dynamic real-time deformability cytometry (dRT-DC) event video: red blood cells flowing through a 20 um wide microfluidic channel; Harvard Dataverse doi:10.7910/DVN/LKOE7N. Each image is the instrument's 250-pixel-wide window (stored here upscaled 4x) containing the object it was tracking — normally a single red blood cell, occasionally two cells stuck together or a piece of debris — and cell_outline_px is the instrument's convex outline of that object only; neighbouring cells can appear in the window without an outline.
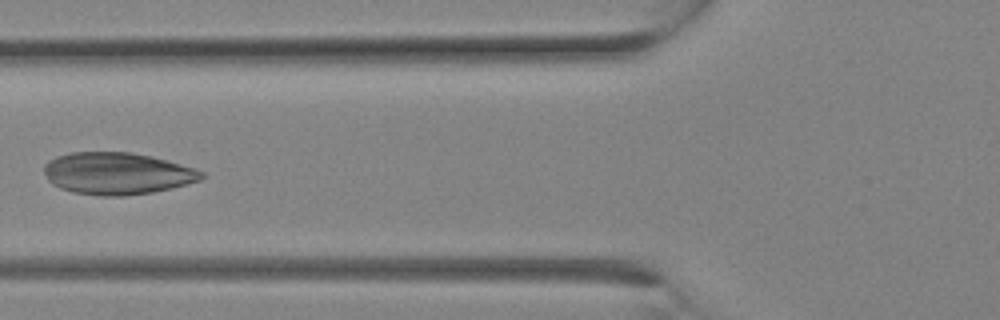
{"species": "Egyptian fruit bat (a non-hibernating species)", "species_latin": "Rousettus aegyptiacus", "temperature_condition": "room temperature", "stored_images_in_passage": 14, "camera_frame_rate_fps": 3000, "um_per_image_px": 0.085, "animal": {"sex": "female"}, "frame": {"image": 1, "passage_image": 10, "time_ms": 3.0, "image_size_px": [1000, 320], "cell_outline_px": [[204, 176], [200, 180], [172, 188], [152, 192], [124, 196], [100, 196], [72, 192], [60, 188], [52, 184], [48, 180], [44, 172], [44, 164], [48, 160], [56, 156], [72, 152], [132, 152], [152, 156], [196, 168], [204, 172]], "centroid_in_image_um": [9.95, 14.74], "position_along_channel_um": 115.9, "area_um2": 38.78}}
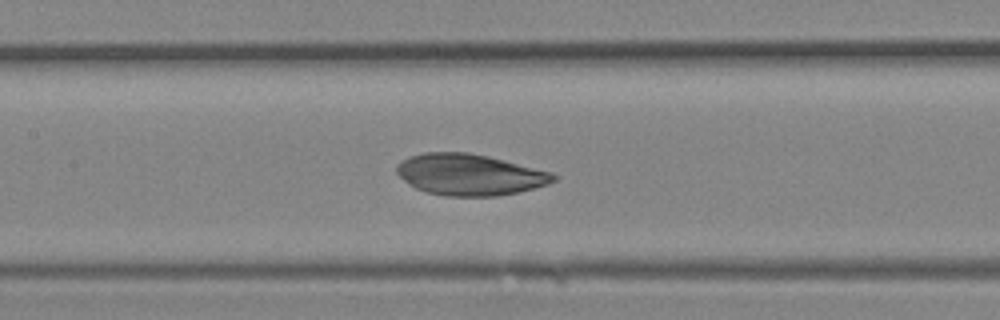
{"frame": {"image": 2, "passage_image": 12, "time_ms": 3.667, "image_size_px": [1000, 320], "cell_outline_px": [[556, 180], [548, 184], [516, 192], [496, 196], [448, 196], [428, 192], [416, 188], [408, 184], [396, 172], [396, 164], [400, 160], [408, 156], [424, 152], [468, 152], [488, 156], [552, 172], [556, 176]], "centroid_in_image_um": [39.88, 14.83], "position_along_channel_um": 167.5, "area_um2": 37.63}}
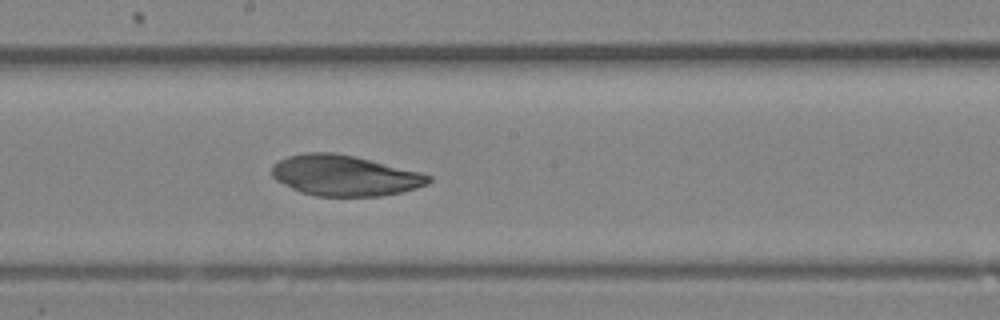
{"frame": {"image": 3, "passage_image": 14, "time_ms": 4.333, "image_size_px": [1000, 320], "cell_outline_px": [[432, 180], [428, 184], [416, 188], [400, 192], [380, 196], [316, 196], [300, 192], [276, 180], [272, 176], [272, 164], [288, 156], [308, 152], [332, 152], [356, 156], [420, 172], [432, 176]], "centroid_in_image_um": [29.3, 14.91], "position_along_channel_um": 218.9, "area_um2": 37.11}}